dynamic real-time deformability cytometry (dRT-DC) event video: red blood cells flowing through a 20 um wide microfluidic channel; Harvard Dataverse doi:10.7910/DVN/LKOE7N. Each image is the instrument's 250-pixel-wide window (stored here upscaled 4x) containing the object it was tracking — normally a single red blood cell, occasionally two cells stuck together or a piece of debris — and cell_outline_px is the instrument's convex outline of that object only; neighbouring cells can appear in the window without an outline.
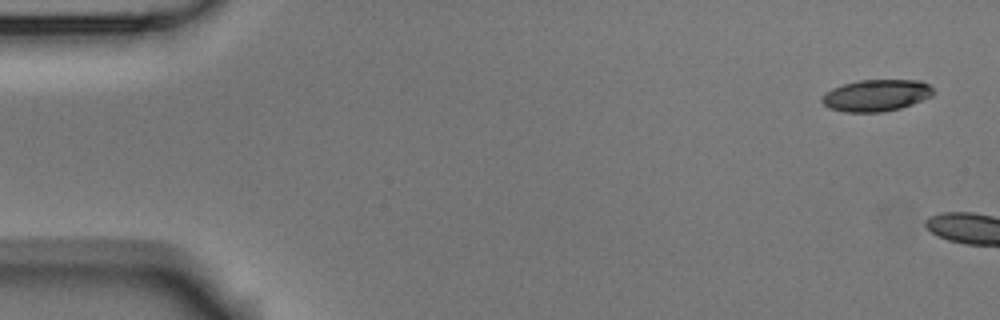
{"species": "Egyptian fruit bat (a non-hibernating species)", "species_latin": "Rousettus aegyptiacus", "temperature_condition": "room temperature", "stored_images_in_passage": 2, "camera_frame_rate_fps": 3000, "um_per_image_px": 0.085, "animal": {"sex": "male"}, "frame": {"image": 1, "passage_image": 1, "time_ms": 0.0, "image_size_px": [1000, 320], "cell_outline_px": [[936, 92], [932, 96], [912, 104], [900, 108], [884, 112], [844, 112], [828, 108], [820, 100], [820, 96], [824, 92], [832, 88], [844, 84], [860, 80], [920, 80], [928, 84]], "centroid_in_image_um": [74.46, 8.11], "position_along_channel_um": 10.5, "area_um2": 20.81}}